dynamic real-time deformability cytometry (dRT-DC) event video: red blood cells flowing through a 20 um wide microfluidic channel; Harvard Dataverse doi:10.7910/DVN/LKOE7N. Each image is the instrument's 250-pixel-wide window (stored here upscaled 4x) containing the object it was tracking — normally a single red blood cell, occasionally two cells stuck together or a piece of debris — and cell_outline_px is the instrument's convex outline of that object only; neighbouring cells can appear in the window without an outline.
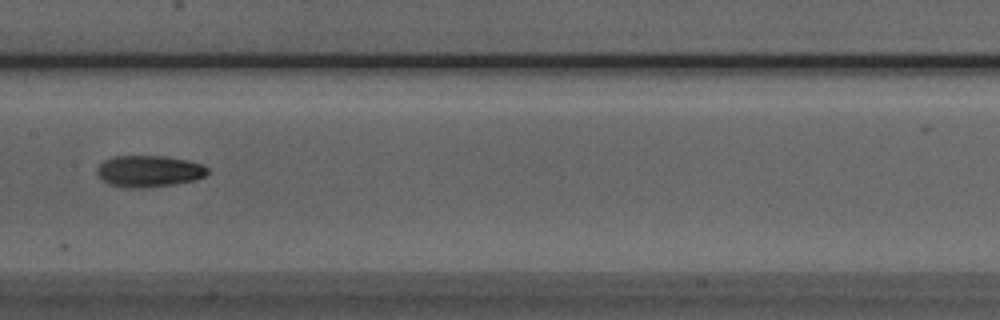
{"species": "Egyptian fruit bat (a non-hibernating species)", "species_latin": "Rousettus aegyptiacus", "temperature_condition": "room temperature", "stored_images_in_passage": 4, "camera_frame_rate_fps": 3000, "um_per_image_px": 0.085, "animal": {"sex": "male"}, "frame": {"image": 1, "passage_image": 4, "time_ms": 3.333, "image_size_px": [1000, 320], "cell_outline_px": [[208, 172], [204, 176], [196, 180], [172, 184], [144, 188], [124, 188], [108, 184], [96, 172], [96, 168], [104, 160], [112, 156], [164, 156], [188, 160], [204, 164], [208, 168]], "centroid_in_image_um": [12.66, 14.55], "position_along_channel_um": 194.7, "area_um2": 20.46}}